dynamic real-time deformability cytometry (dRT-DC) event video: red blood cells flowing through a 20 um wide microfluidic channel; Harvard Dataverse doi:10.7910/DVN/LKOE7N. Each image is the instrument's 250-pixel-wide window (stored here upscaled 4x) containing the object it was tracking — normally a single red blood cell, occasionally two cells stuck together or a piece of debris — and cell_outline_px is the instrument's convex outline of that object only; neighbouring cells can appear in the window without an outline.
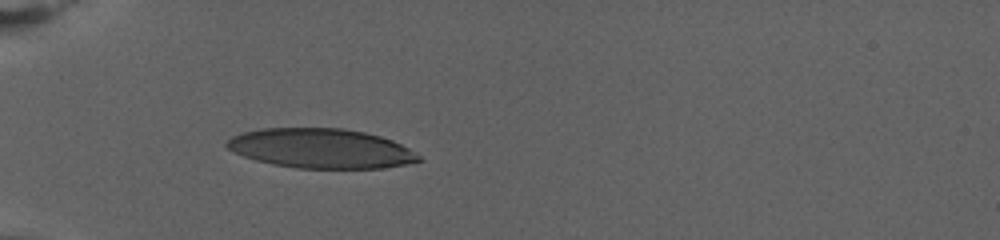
{"species": "human", "species_latin": "Homo sapiens", "temperature_condition": "warm", "stored_images_in_passage": 48, "camera_frame_rate_fps": 3000, "um_per_image_px": 0.085, "donor": {"sex": "female"}, "frame": {"image": 1, "passage_image": 1, "time_ms": 0.0, "image_size_px": [1000, 240], "cell_outline_px": [[424, 160], [408, 164], [384, 168], [296, 168], [272, 164], [256, 160], [244, 156], [228, 148], [224, 144], [232, 136], [244, 132], [264, 128], [340, 128], [364, 132], [380, 136], [392, 140], [408, 148], [420, 156]], "centroid_in_image_um": [27.3, 12.62], "position_along_channel_um": 57.7, "area_um2": 44.16}}
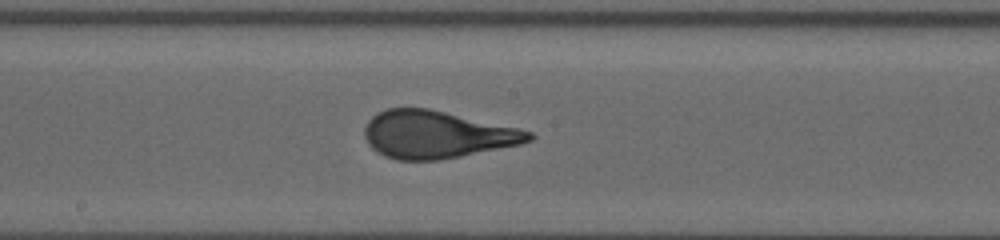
{"frame": {"image": 2, "passage_image": 20, "time_ms": 6.333, "image_size_px": [1000, 240], "cell_outline_px": [[536, 136], [532, 140], [520, 144], [440, 160], [396, 160], [384, 156], [372, 148], [368, 144], [364, 136], [364, 128], [368, 120], [376, 112], [388, 108], [428, 108], [516, 128], [532, 132]], "centroid_in_image_um": [37.07, 11.44], "position_along_channel_um": 211.1, "area_um2": 45.2}}
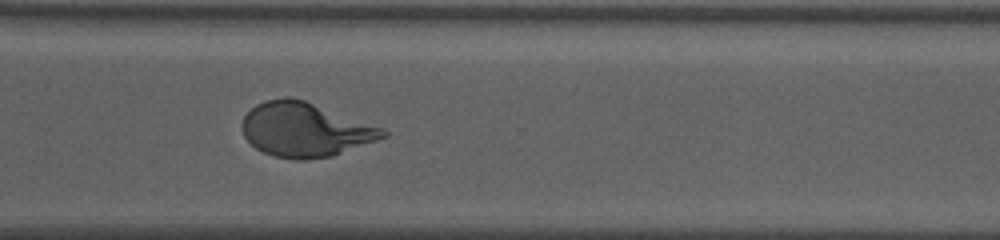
{"frame": {"image": 3, "passage_image": 35, "time_ms": 11.333, "image_size_px": [1000, 240], "cell_outline_px": [[388, 136], [332, 156], [304, 160], [296, 160], [272, 156], [256, 148], [244, 136], [244, 116], [256, 104], [264, 100], [284, 96], [292, 96], [304, 100], [384, 128], [388, 132]], "centroid_in_image_um": [25.95, 11.01], "position_along_channel_um": 344.7, "area_um2": 44.27}, "authors_computed_cell_mechanics": {"area_um2": 45.0551, "velocity_mm_per_s": 2.6775, "shape_relaxation_time_tau1_ms": 6.8745, "shape_relaxation_time_tau2_ms": null, "deformation_change_tau1": 0.281, "deformation_change_tau2": null}}